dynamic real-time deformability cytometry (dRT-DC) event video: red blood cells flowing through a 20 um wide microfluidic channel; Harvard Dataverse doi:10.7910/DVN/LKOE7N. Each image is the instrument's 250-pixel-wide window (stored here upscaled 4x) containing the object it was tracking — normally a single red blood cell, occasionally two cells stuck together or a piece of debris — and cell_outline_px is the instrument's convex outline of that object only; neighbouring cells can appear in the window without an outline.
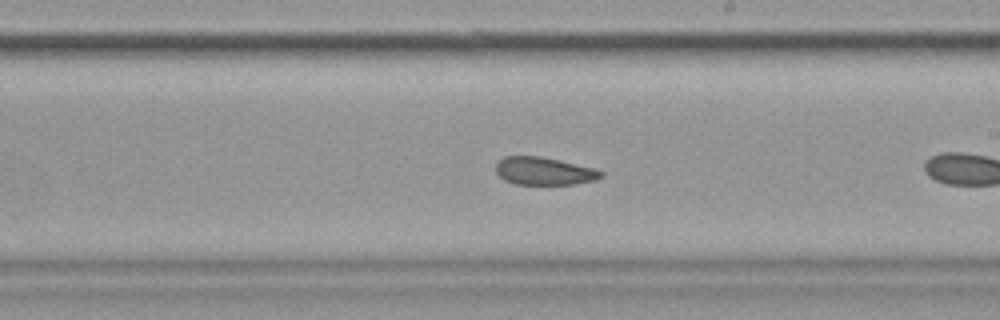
{"species": "common noctule bat (a hibernating species)", "species_latin": "Nyctalus noctula", "temperature_condition": "cold", "stored_images_in_passage": 30, "camera_frame_rate_fps": 3000, "um_per_image_px": 0.085, "animal": {"sex": "female", "body_mass_g": 19.9}, "frame": {"image": 1, "passage_image": 18, "time_ms": 5.667, "image_size_px": [1000, 320], "cell_outline_px": [[604, 176], [596, 180], [576, 184], [516, 184], [504, 180], [496, 172], [496, 160], [504, 156], [540, 156], [596, 168], [604, 172]], "centroid_in_image_um": [46.26, 14.54], "position_along_channel_um": 242.7, "area_um2": 17.22}}
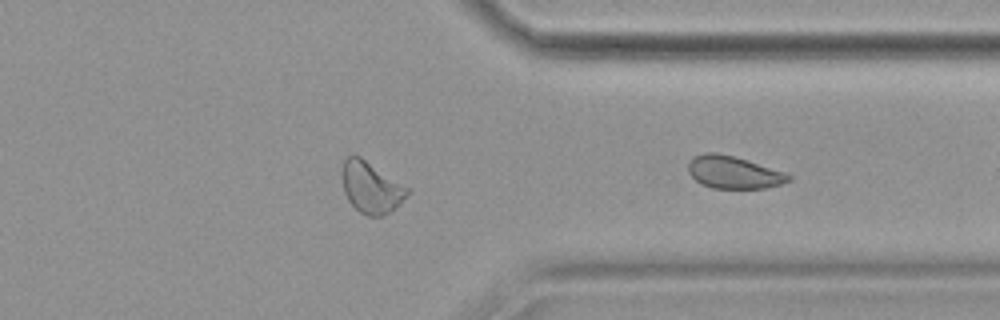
{"frame": {"image": 2, "passage_image": 30, "time_ms": 9.667, "image_size_px": [1000, 320], "cell_outline_px": [[792, 180], [780, 184], [764, 188], [712, 188], [700, 184], [688, 172], [688, 164], [696, 156], [704, 152], [716, 152], [732, 156], [784, 172], [792, 176]], "centroid_in_image_um": [62.34, 14.66], "position_along_channel_um": 349.1, "area_um2": 18.67}}